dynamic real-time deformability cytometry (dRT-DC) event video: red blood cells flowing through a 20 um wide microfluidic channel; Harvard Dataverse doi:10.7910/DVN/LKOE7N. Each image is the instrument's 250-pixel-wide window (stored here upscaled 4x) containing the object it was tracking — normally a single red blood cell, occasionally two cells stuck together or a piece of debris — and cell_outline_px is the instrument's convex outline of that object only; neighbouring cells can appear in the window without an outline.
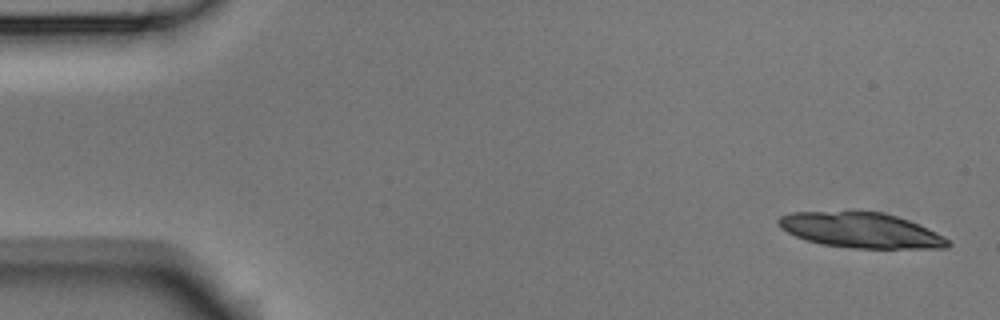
{"species": "Egyptian fruit bat (a non-hibernating species)", "species_latin": "Rousettus aegyptiacus", "temperature_condition": "room temperature", "stored_images_in_passage": 6, "segment_of_instrument_passage": [1, 2], "camera_frame_rate_fps": 3000, "um_per_image_px": 0.085, "animal": {"sex": "male"}, "frame": {"image": 1, "passage_image": 1, "time_ms": 0.0, "image_size_px": [1000, 320], "cell_outline_px": [[952, 244], [948, 248], [852, 248], [824, 244], [808, 240], [796, 236], [780, 228], [776, 224], [776, 220], [780, 216], [792, 212], [880, 212], [896, 216], [920, 224], [944, 236]], "centroid_in_image_um": [73.19, 19.57], "position_along_channel_um": 11.8, "area_um2": 34.56}}